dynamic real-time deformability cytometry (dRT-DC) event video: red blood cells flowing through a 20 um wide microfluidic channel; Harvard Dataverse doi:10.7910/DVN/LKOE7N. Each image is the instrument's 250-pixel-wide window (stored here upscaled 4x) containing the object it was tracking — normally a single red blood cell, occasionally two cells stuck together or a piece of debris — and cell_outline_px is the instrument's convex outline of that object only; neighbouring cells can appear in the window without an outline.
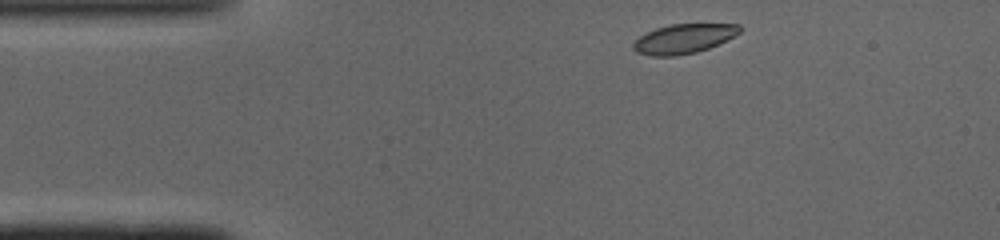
{"species": "common noctule bat (a hibernating species)", "species_latin": "Nyctalus noctula", "temperature_condition": "cold", "stored_images_in_passage": 5, "camera_frame_rate_fps": 3000, "um_per_image_px": 0.085, "animal": {"sex": "male", "body_mass_g": 19.0, "forearm_length_mm": 50.8}, "frame": {"image": 1, "passage_image": 1, "time_ms": 0.0, "image_size_px": [1000, 240], "cell_outline_px": [[740, 32], [708, 48], [696, 52], [676, 56], [652, 56], [636, 52], [632, 48], [632, 44], [640, 36], [656, 28], [668, 24], [740, 24]], "centroid_in_image_um": [58.06, 3.29], "position_along_channel_um": 26.9, "area_um2": 18.03}}